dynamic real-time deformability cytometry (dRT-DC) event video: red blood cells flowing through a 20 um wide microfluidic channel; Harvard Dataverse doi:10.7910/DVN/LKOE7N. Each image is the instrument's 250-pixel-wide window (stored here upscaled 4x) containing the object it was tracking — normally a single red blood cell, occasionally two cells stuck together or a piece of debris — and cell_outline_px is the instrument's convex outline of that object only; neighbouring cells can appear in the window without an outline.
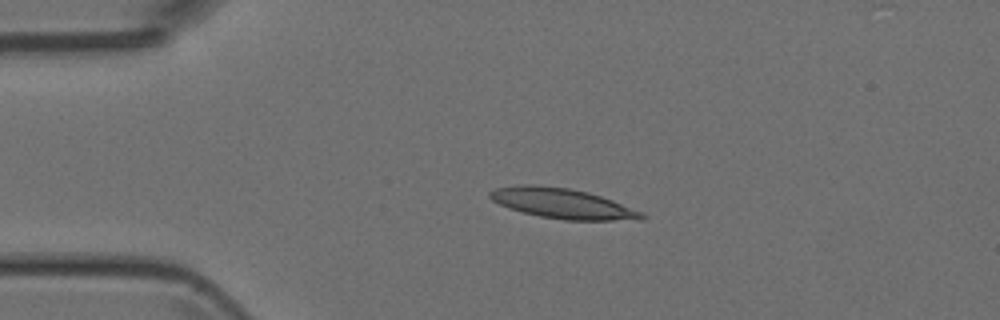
{"species": "Egyptian fruit bat (a non-hibernating species)", "species_latin": "Rousettus aegyptiacus", "temperature_condition": "room temperature", "stored_images_in_passage": 3, "camera_frame_rate_fps": 3000, "um_per_image_px": 0.085, "animal": {"sex": "female"}, "frame": {"image": 1, "passage_image": 2, "time_ms": 1.333, "image_size_px": [1000, 320], "cell_outline_px": [[648, 216], [644, 220], [564, 220], [540, 216], [508, 208], [492, 200], [488, 196], [488, 192], [496, 188], [520, 184], [536, 184], [568, 188], [588, 192], [612, 200], [644, 212]], "centroid_in_image_um": [47.84, 17.29], "position_along_channel_um": 37.2, "area_um2": 26.82}}